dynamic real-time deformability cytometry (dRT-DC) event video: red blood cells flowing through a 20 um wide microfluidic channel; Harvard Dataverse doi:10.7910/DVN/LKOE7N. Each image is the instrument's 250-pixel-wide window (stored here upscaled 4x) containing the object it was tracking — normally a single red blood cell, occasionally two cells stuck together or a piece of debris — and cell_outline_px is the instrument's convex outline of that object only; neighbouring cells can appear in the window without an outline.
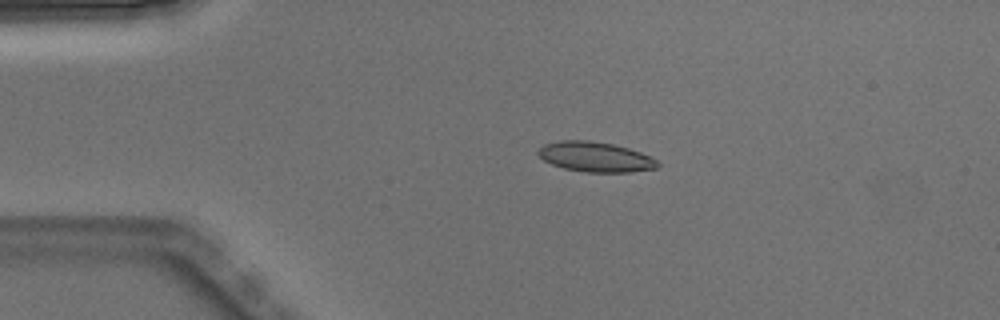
{"species": "Egyptian fruit bat (a non-hibernating species)", "species_latin": "Rousettus aegyptiacus", "temperature_condition": "warm", "stored_images_in_passage": 3, "camera_frame_rate_fps": 3000, "um_per_image_px": 0.085, "animal": {"sex": "male"}, "frame": {"image": 1, "passage_image": 2, "time_ms": 0.333, "image_size_px": [1000, 320], "cell_outline_px": [[660, 164], [656, 168], [632, 172], [584, 172], [564, 168], [552, 164], [544, 160], [536, 152], [544, 144], [560, 140], [588, 140], [612, 144], [628, 148], [640, 152], [656, 160]], "centroid_in_image_um": [50.59, 13.33], "position_along_channel_um": 34.4, "area_um2": 20.75}}
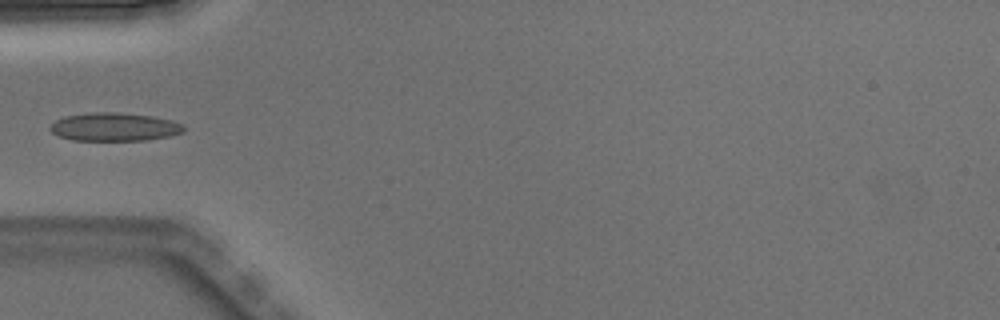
{"frame": {"image": 2, "passage_image": 3, "time_ms": 0.667, "image_size_px": [1000, 320], "cell_outline_px": [[184, 132], [168, 136], [144, 140], [72, 140], [60, 136], [52, 132], [48, 128], [56, 120], [64, 116], [92, 112], [116, 112], [152, 116], [172, 120], [180, 124], [184, 128]], "centroid_in_image_um": [9.7, 10.78], "position_along_channel_um": 75.3, "area_um2": 21.85}}